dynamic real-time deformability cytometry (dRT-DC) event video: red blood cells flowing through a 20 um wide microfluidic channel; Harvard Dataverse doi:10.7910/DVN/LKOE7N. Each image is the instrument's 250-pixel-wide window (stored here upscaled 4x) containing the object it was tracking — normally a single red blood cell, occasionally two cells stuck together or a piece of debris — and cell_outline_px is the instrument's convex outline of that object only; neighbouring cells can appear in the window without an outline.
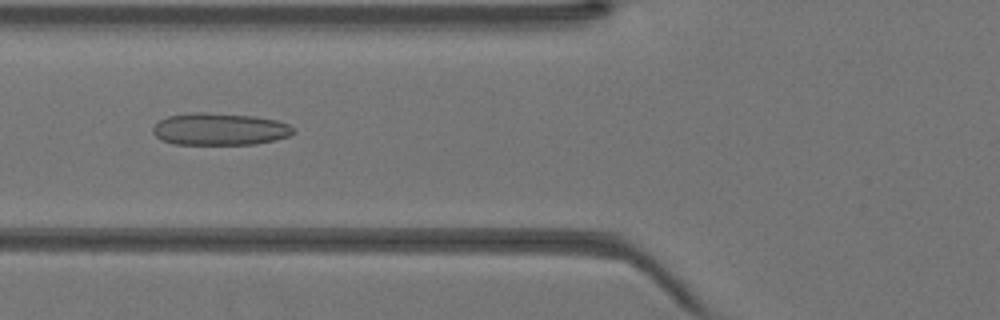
{"species": "Egyptian fruit bat (a non-hibernating species)", "species_latin": "Rousettus aegyptiacus", "temperature_condition": "warm", "stored_images_in_passage": 32, "camera_frame_rate_fps": 3000, "um_per_image_px": 0.085, "animal": {"sex": "female"}, "frame": {"image": 1, "passage_image": 5, "time_ms": 1.333, "image_size_px": [1000, 320], "cell_outline_px": [[296, 132], [288, 136], [276, 140], [256, 144], [172, 144], [160, 140], [152, 132], [152, 128], [160, 120], [168, 116], [196, 112], [204, 112], [252, 116], [276, 120], [288, 124]], "centroid_in_image_um": [18.66, 10.98], "position_along_channel_um": 107.1, "area_um2": 26.3}}
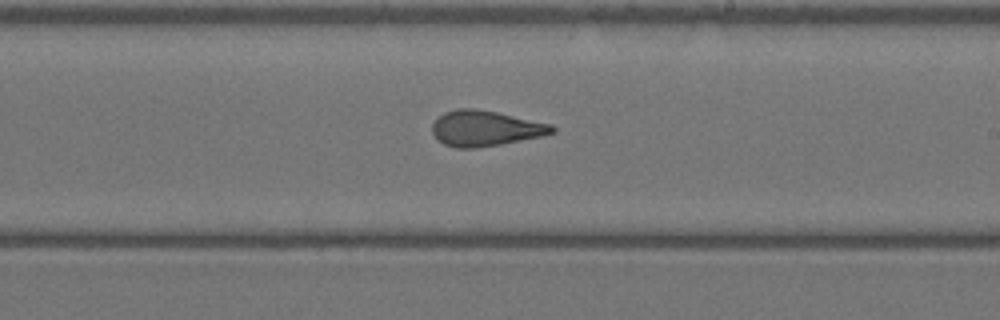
{"frame": {"image": 2, "passage_image": 14, "time_ms": 4.333, "image_size_px": [1000, 320], "cell_outline_px": [[556, 132], [540, 136], [500, 144], [472, 148], [456, 148], [444, 144], [432, 132], [432, 124], [436, 116], [444, 112], [456, 108], [472, 108], [496, 112], [552, 124], [556, 128]], "centroid_in_image_um": [41.22, 10.89], "position_along_channel_um": 247.8, "area_um2": 24.68}}
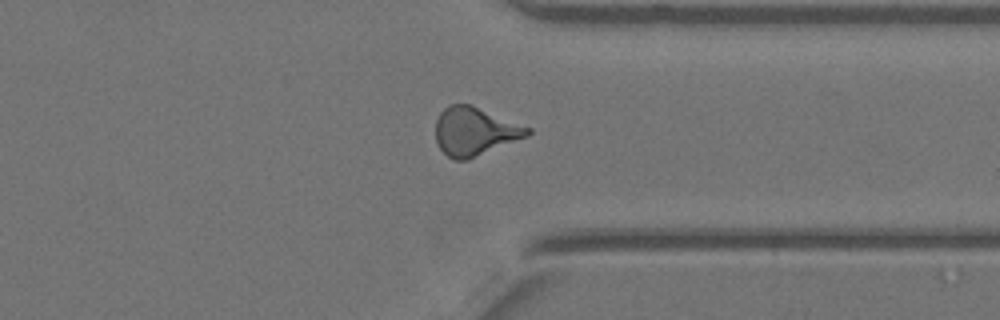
{"frame": {"image": 3, "passage_image": 22, "time_ms": 7.0, "image_size_px": [1000, 320], "cell_outline_px": [[532, 132], [528, 136], [468, 160], [452, 160], [440, 148], [436, 140], [436, 120], [440, 112], [448, 104], [472, 104], [532, 128]], "centroid_in_image_um": [40.37, 11.16], "position_along_channel_um": 371.0, "area_um2": 26.13}}